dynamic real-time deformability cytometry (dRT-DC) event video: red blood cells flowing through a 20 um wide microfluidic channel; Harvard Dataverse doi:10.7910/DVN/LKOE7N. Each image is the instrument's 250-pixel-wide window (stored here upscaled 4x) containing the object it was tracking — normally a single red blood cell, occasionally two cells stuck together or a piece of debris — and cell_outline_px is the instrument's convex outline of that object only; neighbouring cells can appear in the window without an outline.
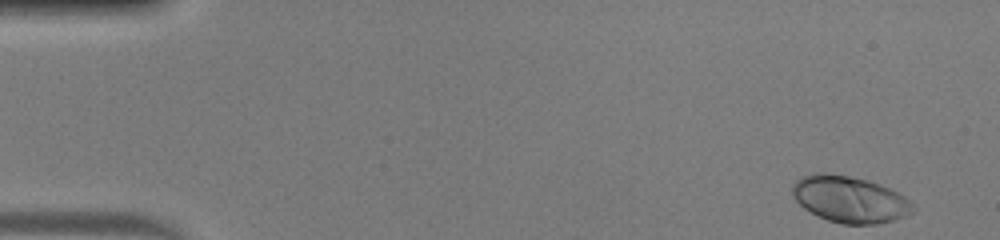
{"species": "human", "species_latin": "Homo sapiens", "temperature_condition": "warm", "stored_images_in_passage": 48, "camera_frame_rate_fps": 3000, "um_per_image_px": 0.085, "donor": {"sex": "male"}, "frame": {"image": 1, "passage_image": 1, "time_ms": 0.0, "image_size_px": [1000, 240], "cell_outline_px": [[916, 208], [908, 216], [876, 224], [840, 224], [828, 220], [804, 208], [792, 196], [792, 184], [800, 176], [812, 172], [824, 172], [848, 176], [868, 180], [880, 184], [904, 196]], "centroid_in_image_um": [72.2, 16.93], "position_along_channel_um": 12.8, "area_um2": 32.71}}
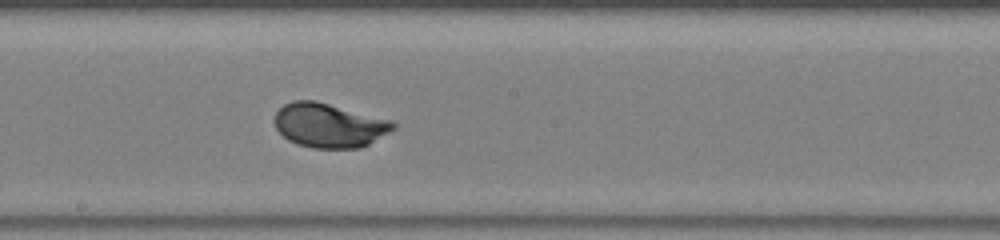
{"frame": {"image": 2, "passage_image": 26, "time_ms": 8.333, "image_size_px": [1000, 240], "cell_outline_px": [[396, 128], [368, 144], [360, 148], [312, 148], [296, 144], [288, 140], [276, 128], [272, 120], [276, 112], [284, 104], [292, 100], [316, 100], [392, 120], [396, 124]], "centroid_in_image_um": [27.95, 10.64], "position_along_channel_um": 220.2, "area_um2": 30.81}}
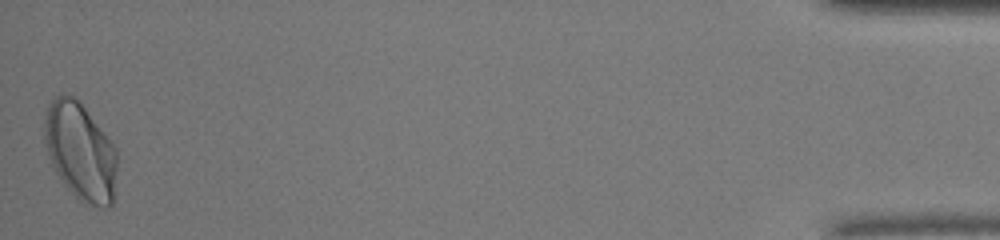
{"frame": {"image": 3, "passage_image": 48, "time_ms": 15.667, "image_size_px": [1000, 240], "cell_outline_px": [[116, 168], [112, 204], [108, 208], [104, 208], [84, 204], [64, 184], [56, 172], [52, 164], [44, 140], [44, 120], [48, 104], [56, 96], [76, 96], [116, 148]], "centroid_in_image_um": [6.83, 12.88], "position_along_channel_um": 428.4, "area_um2": 40.92}, "authors_computed_cell_mechanics": {"area_um2": 30.7496, "velocity_mm_per_s": 4.1084, "shape_relaxation_time_tau1_ms": 2.2244, "shape_relaxation_time_tau2_ms": null, "deformation_change_tau1": 0.1456, "deformation_change_tau2": null}}